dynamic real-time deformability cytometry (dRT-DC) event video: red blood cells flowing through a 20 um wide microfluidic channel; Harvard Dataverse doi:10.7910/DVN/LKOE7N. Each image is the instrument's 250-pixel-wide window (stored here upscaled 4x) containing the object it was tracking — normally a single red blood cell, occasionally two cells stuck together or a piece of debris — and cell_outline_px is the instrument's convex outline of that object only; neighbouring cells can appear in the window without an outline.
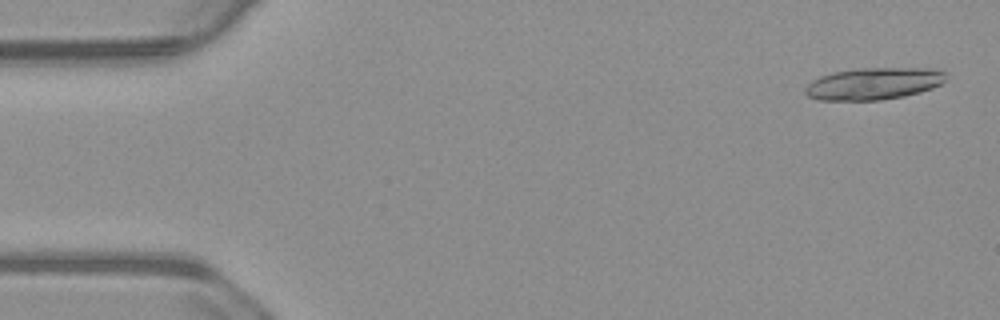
{"species": "common noctule bat (a hibernating species)", "species_latin": "Nyctalus noctula", "temperature_condition": "warm", "stored_images_in_passage": 18, "camera_frame_rate_fps": 3000, "um_per_image_px": 0.085, "animal": {"sex": "male", "body_mass_g": 23.1, "forearm_length_mm": 52.7}, "frame": {"image": 1, "passage_image": 2, "time_ms": 0.333, "image_size_px": [1000, 320], "cell_outline_px": [[948, 80], [932, 88], [920, 92], [904, 96], [880, 100], [816, 100], [808, 96], [804, 92], [804, 88], [812, 80], [820, 76], [832, 72], [860, 68], [924, 68], [944, 72]], "centroid_in_image_um": [74.23, 7.11], "position_along_channel_um": 10.8, "area_um2": 26.3}}
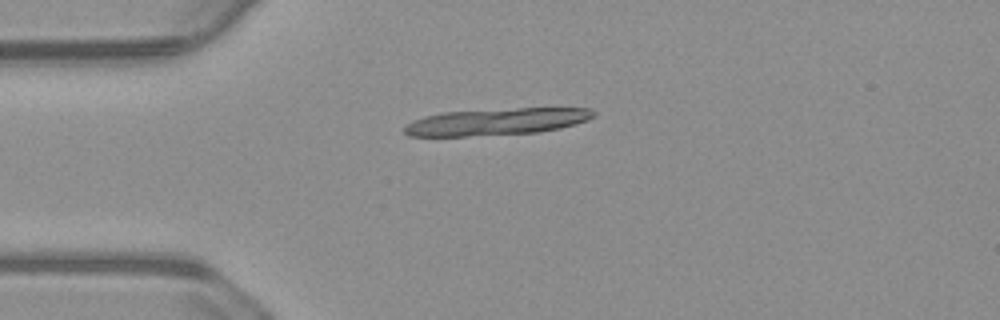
{"frame": {"image": 2, "passage_image": 13, "time_ms": 4.0, "image_size_px": [1000, 320], "cell_outline_px": [[596, 112], [588, 120], [576, 124], [560, 128], [536, 132], [464, 136], [408, 136], [404, 132], [404, 128], [412, 120], [424, 116], [444, 112], [516, 108], [592, 108]], "centroid_in_image_um": [42.21, 10.34], "position_along_channel_um": 42.8, "area_um2": 29.42}}